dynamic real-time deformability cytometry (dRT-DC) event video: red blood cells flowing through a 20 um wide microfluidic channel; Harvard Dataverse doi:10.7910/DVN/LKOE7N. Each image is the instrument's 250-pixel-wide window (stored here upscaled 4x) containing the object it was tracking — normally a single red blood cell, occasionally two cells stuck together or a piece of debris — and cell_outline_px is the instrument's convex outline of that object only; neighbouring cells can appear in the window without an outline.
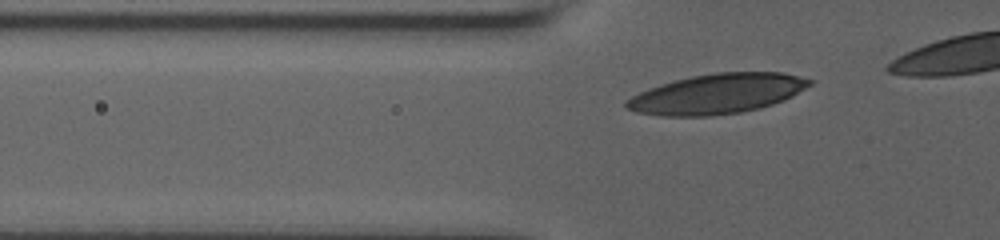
{"species": "human", "species_latin": "Homo sapiens", "temperature_condition": "room temperature", "stored_images_in_passage": 40, "camera_frame_rate_fps": 3000, "um_per_image_px": 0.085, "donor": {"sex": "male"}, "frame": {"image": 1, "passage_image": 4, "time_ms": 0.667, "image_size_px": [1000, 240], "cell_outline_px": [[812, 84], [792, 96], [784, 100], [760, 108], [740, 112], [708, 116], [664, 116], [636, 112], [628, 108], [624, 104], [624, 100], [648, 88], [660, 84], [692, 76], [716, 72], [784, 72], [812, 80]], "centroid_in_image_um": [60.95, 7.97], "position_along_channel_um": 64.8, "area_um2": 42.48}}
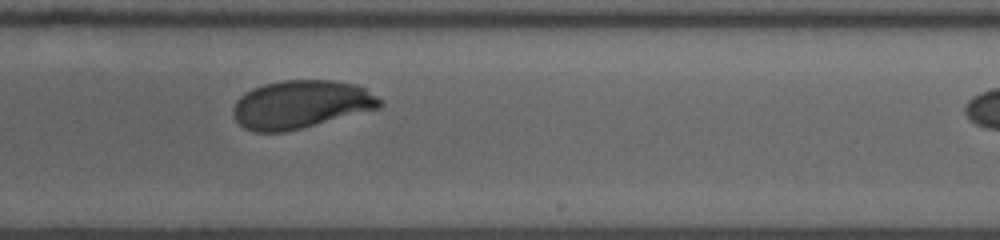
{"frame": {"image": 2, "passage_image": 25, "time_ms": 6.333, "image_size_px": [1000, 240], "cell_outline_px": [[384, 104], [380, 108], [284, 132], [252, 132], [244, 128], [236, 120], [232, 112], [232, 108], [236, 100], [240, 96], [252, 88], [264, 84], [284, 80], [332, 80], [356, 84], [364, 88], [384, 100]], "centroid_in_image_um": [25.57, 8.87], "position_along_channel_um": 263.4, "area_um2": 41.21}}
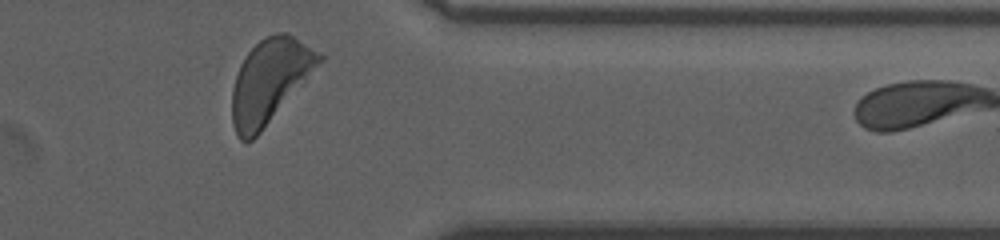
{"frame": {"image": 3, "passage_image": 38, "time_ms": 10.0, "image_size_px": [1000, 240], "cell_outline_px": [[324, 56], [260, 132], [252, 140], [240, 140], [236, 136], [232, 124], [232, 88], [240, 64], [248, 52], [260, 40], [276, 32], [288, 32]], "centroid_in_image_um": [22.85, 6.87], "position_along_channel_um": 388.5, "area_um2": 41.1}, "authors_computed_cell_mechanics": {"area_um2": 41.1247, "velocity_mm_per_s": 3.6224, "shape_relaxation_time_tau1_ms": 4.6055, "shape_relaxation_time_tau2_ms": null, "deformation_change_tau1": 0.173, "deformation_change_tau2": null}}